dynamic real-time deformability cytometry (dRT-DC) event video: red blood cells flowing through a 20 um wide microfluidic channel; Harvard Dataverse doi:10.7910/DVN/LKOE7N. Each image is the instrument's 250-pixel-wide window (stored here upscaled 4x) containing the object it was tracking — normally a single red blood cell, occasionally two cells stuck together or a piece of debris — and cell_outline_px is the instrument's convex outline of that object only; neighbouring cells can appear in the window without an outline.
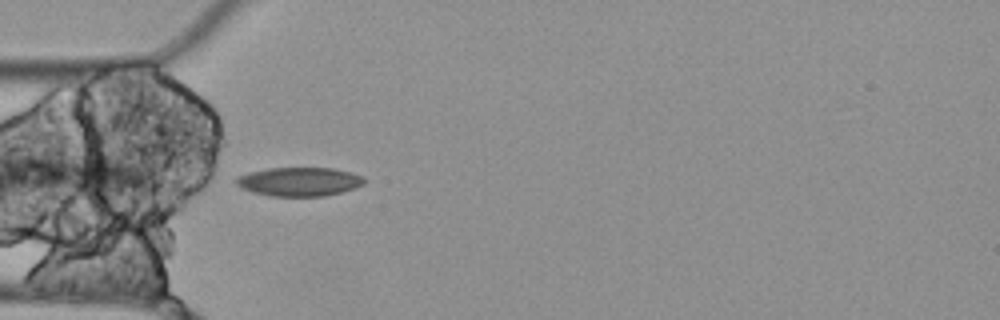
{"species": "Egyptian fruit bat (a non-hibernating species)", "species_latin": "Rousettus aegyptiacus", "temperature_condition": "cold", "stored_images_in_passage": 6, "camera_frame_rate_fps": 3000, "um_per_image_px": 0.085, "animal": {"sex": "female"}, "frame": {"image": 1, "passage_image": 5, "time_ms": 1.333, "image_size_px": [1000, 320], "cell_outline_px": [[368, 180], [364, 184], [356, 188], [324, 196], [268, 196], [252, 192], [240, 188], [232, 180], [236, 176], [248, 172], [268, 168], [332, 168], [364, 176]], "centroid_in_image_um": [25.4, 15.44], "position_along_channel_um": 59.6, "area_um2": 21.85}}
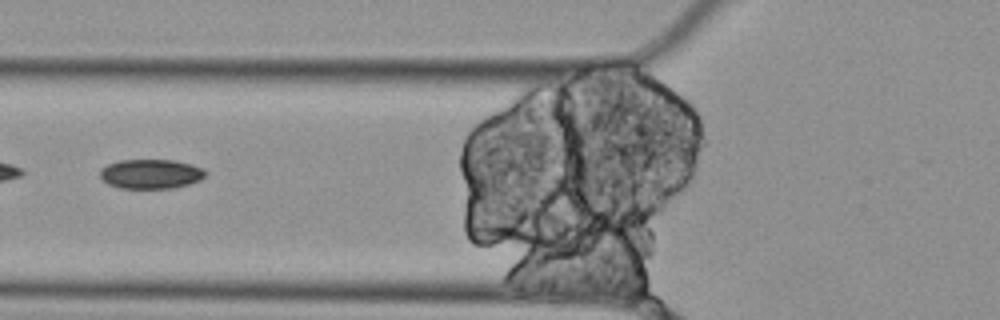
{"frame": {"image": 2, "passage_image": 6, "time_ms": 1.667, "image_size_px": [1000, 320], "cell_outline_px": [[208, 172], [200, 180], [188, 184], [172, 188], [120, 188], [108, 184], [100, 176], [100, 168], [108, 164], [120, 160], [176, 160], [192, 164], [204, 168]], "centroid_in_image_um": [12.84, 14.77], "position_along_channel_um": 113.0, "area_um2": 18.21}}